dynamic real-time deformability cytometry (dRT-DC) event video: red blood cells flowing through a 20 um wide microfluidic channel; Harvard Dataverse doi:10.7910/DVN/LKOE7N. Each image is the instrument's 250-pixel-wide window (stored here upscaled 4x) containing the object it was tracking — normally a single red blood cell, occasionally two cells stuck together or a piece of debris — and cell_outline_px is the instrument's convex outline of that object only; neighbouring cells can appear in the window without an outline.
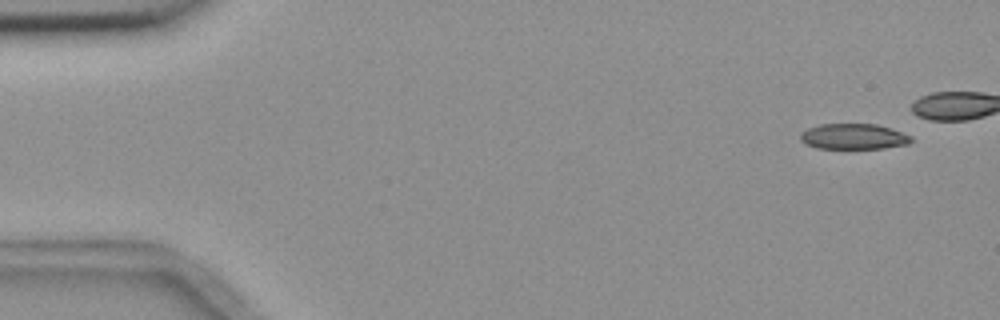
{"species": "common noctule bat (a hibernating species)", "species_latin": "Nyctalus noctula", "temperature_condition": "room temperature", "stored_images_in_passage": 6, "camera_frame_rate_fps": 3000, "um_per_image_px": 0.085, "animal": {"sex": "female", "body_mass_g": 18.4}, "frame": {"image": 1, "passage_image": 1, "time_ms": 0.0, "image_size_px": [1000, 320], "cell_outline_px": [[912, 140], [908, 144], [884, 148], [816, 148], [804, 144], [800, 140], [800, 132], [808, 128], [820, 124], [876, 124], [892, 128], [912, 136]], "centroid_in_image_um": [72.54, 11.6], "position_along_channel_um": 12.5, "area_um2": 16.65}}
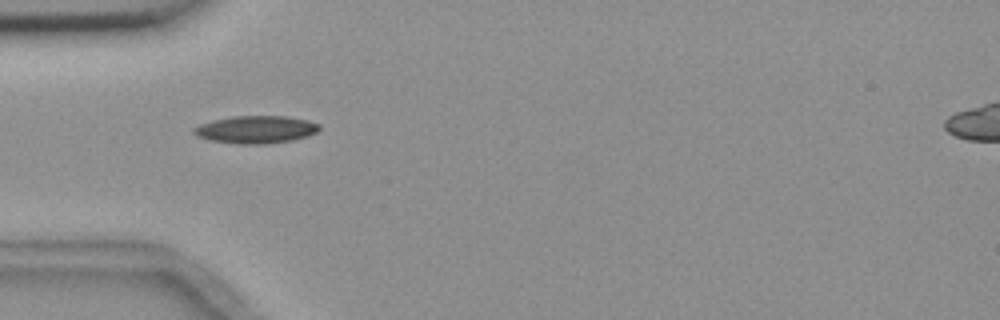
{"frame": {"image": 2, "passage_image": 6, "time_ms": 6.0, "image_size_px": [1000, 320], "cell_outline_px": [[320, 128], [316, 132], [308, 136], [292, 140], [264, 144], [236, 144], [208, 140], [196, 136], [192, 132], [192, 128], [200, 124], [212, 120], [232, 116], [288, 116], [308, 120], [320, 124]], "centroid_in_image_um": [21.72, 11.01], "position_along_channel_um": 63.3, "area_um2": 20.4}}